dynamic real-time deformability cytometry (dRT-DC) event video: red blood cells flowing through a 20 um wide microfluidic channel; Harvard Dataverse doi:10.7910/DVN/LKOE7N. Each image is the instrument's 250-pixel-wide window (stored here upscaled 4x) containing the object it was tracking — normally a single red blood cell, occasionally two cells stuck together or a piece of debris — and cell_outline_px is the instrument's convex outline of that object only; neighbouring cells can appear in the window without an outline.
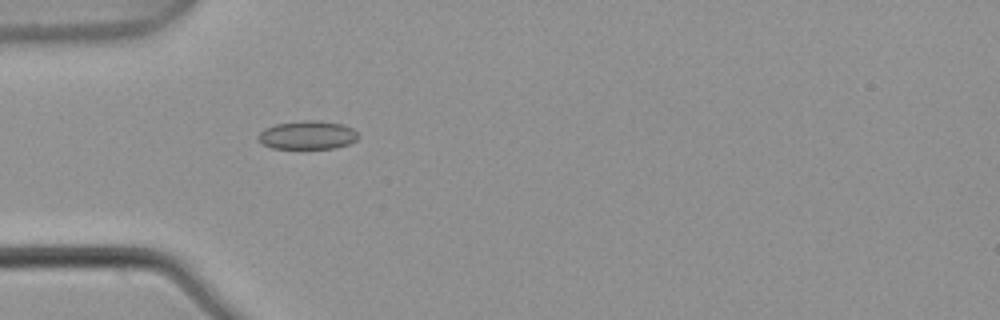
{"species": "common noctule bat (a hibernating species)", "species_latin": "Nyctalus noctula", "temperature_condition": "warm", "stored_images_in_passage": 5, "camera_frame_rate_fps": 3000, "um_per_image_px": 0.085, "animal": {"sex": "male", "body_mass_g": 21.5, "forearm_length_mm": 52.0}, "frame": {"image": 1, "passage_image": 5, "time_ms": 1.333, "image_size_px": [1000, 320], "cell_outline_px": [[360, 136], [356, 140], [348, 144], [336, 148], [272, 148], [260, 144], [256, 136], [264, 128], [276, 124], [304, 120], [320, 120], [340, 124], [352, 128]], "centroid_in_image_um": [26.1, 11.48], "position_along_channel_um": 58.9, "area_um2": 16.7}}